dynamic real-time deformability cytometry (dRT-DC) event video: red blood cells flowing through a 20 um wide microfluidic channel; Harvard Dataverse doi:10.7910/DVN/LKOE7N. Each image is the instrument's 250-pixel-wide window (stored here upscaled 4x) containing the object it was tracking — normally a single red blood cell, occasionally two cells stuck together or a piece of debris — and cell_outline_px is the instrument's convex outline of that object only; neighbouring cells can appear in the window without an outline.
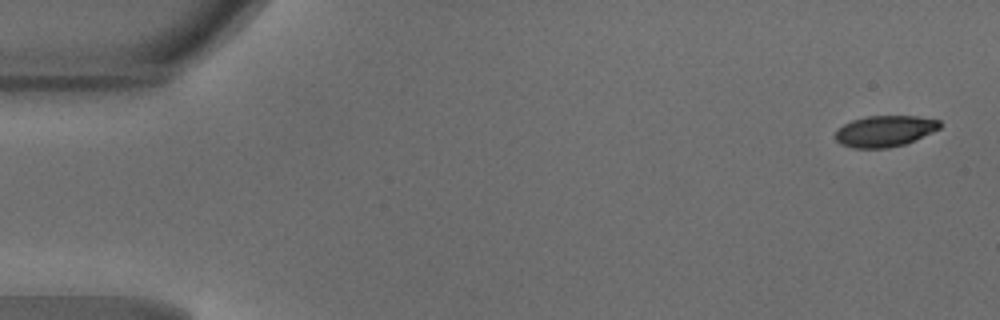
{"species": "common noctule bat (a hibernating species)", "species_latin": "Nyctalus noctula", "temperature_condition": "warm", "stored_images_in_passage": 47, "camera_frame_rate_fps": 3000, "um_per_image_px": 0.085, "animal": {"sex": "male", "body_mass_g": 18.8}, "frame": {"image": 1, "passage_image": 1, "time_ms": 0.0, "image_size_px": [1000, 320], "cell_outline_px": [[940, 128], [932, 132], [904, 144], [888, 148], [852, 148], [840, 144], [836, 140], [836, 132], [844, 124], [852, 120], [868, 116], [916, 116], [940, 120]], "centroid_in_image_um": [75.19, 11.14], "position_along_channel_um": 9.8, "area_um2": 18.79}}
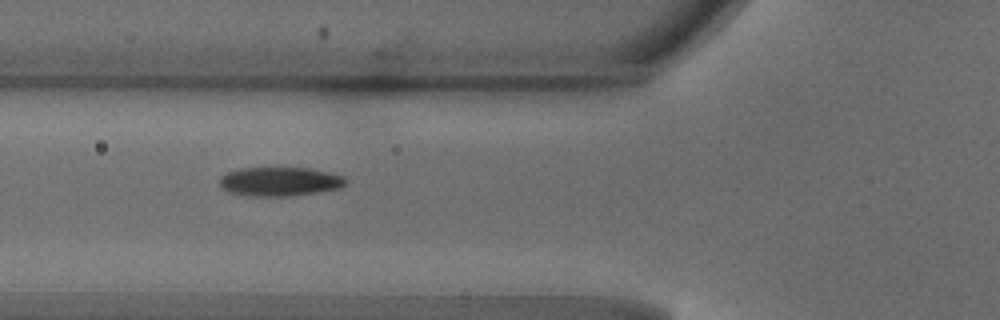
{"frame": {"image": 2, "passage_image": 17, "time_ms": 5.333, "image_size_px": [1000, 320], "cell_outline_px": [[348, 180], [340, 188], [292, 196], [248, 196], [228, 192], [220, 184], [220, 176], [228, 172], [240, 168], [308, 168], [328, 172], [344, 176]], "centroid_in_image_um": [23.78, 15.43], "position_along_channel_um": 102.0, "area_um2": 21.27}}
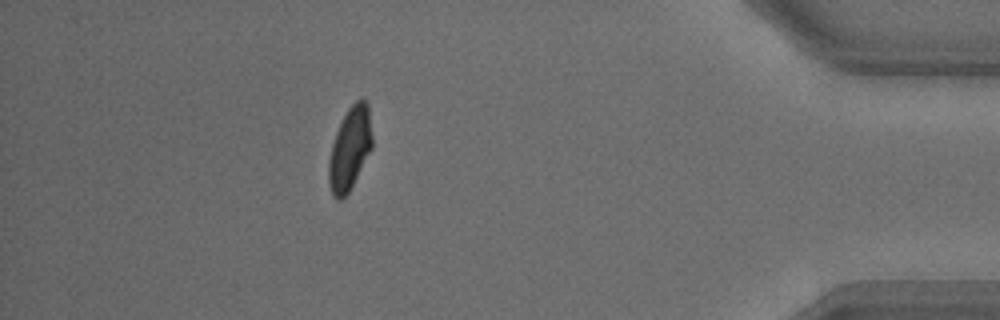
{"frame": {"image": 3, "passage_image": 42, "time_ms": 13.667, "image_size_px": [1000, 320], "cell_outline_px": [[372, 148], [348, 192], [340, 200], [336, 200], [332, 196], [328, 184], [328, 160], [332, 144], [336, 132], [348, 108], [356, 100], [364, 100], [368, 104], [372, 136]], "centroid_in_image_um": [29.72, 12.66], "position_along_channel_um": 405.5, "area_um2": 20.81}, "authors_computed_cell_mechanics": {"area_um2": 21.1548, "velocity_mm_per_s": 4.2062, "shape_relaxation_time_tau1_ms": 2.641, "shape_relaxation_time_tau2_ms": 2.6197, "deformation_change_tau1": 0.1506, "deformation_change_tau2": 0.0651}}